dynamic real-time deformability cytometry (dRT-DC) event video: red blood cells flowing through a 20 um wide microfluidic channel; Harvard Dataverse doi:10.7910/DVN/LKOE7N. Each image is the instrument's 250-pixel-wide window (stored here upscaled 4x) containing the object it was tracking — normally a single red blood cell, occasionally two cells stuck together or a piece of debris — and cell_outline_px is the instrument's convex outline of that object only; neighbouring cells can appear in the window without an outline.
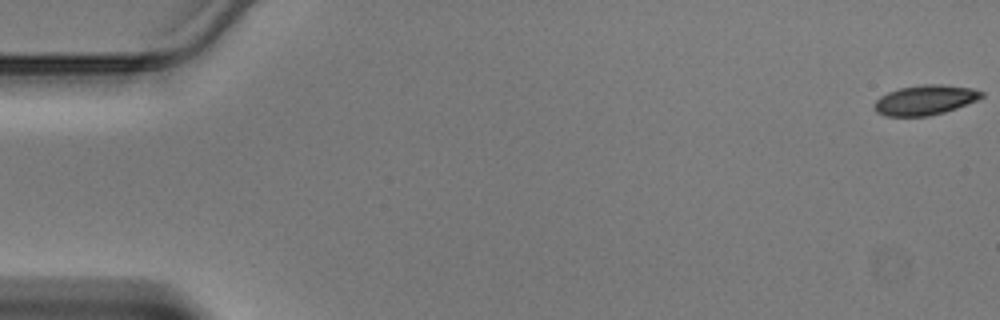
{"species": "Egyptian fruit bat (a non-hibernating species)", "species_latin": "Rousettus aegyptiacus", "temperature_condition": "warm", "stored_images_in_passage": 47, "camera_frame_rate_fps": 3000, "um_per_image_px": 0.085, "animal": {"sex": "male"}, "frame": {"image": 1, "passage_image": 1, "time_ms": 0.0, "image_size_px": [1000, 320], "cell_outline_px": [[984, 96], [976, 100], [956, 108], [944, 112], [928, 116], [884, 116], [876, 112], [872, 108], [872, 104], [880, 96], [888, 92], [900, 88], [924, 84], [940, 84], [972, 88], [984, 92]], "centroid_in_image_um": [78.59, 8.5], "position_along_channel_um": 6.4, "area_um2": 18.73}}
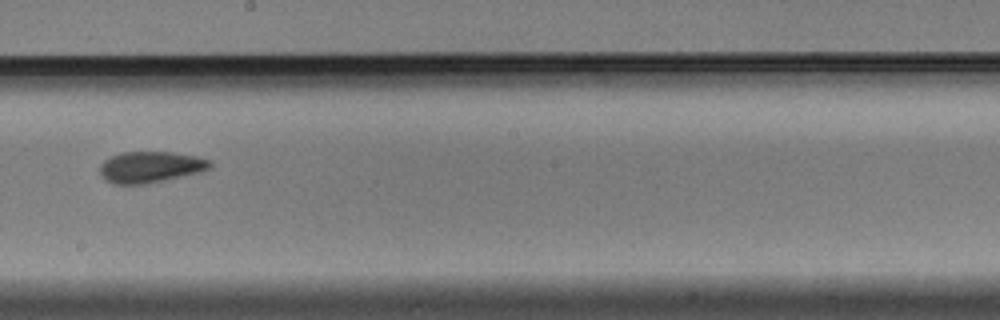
{"frame": {"image": 2, "passage_image": 27, "time_ms": 8.667, "image_size_px": [1000, 320], "cell_outline_px": [[212, 168], [200, 172], [164, 180], [144, 184], [112, 184], [104, 180], [100, 172], [100, 164], [104, 160], [120, 152], [172, 152], [196, 156], [212, 160]], "centroid_in_image_um": [12.79, 14.19], "position_along_channel_um": 235.4, "area_um2": 20.17}}
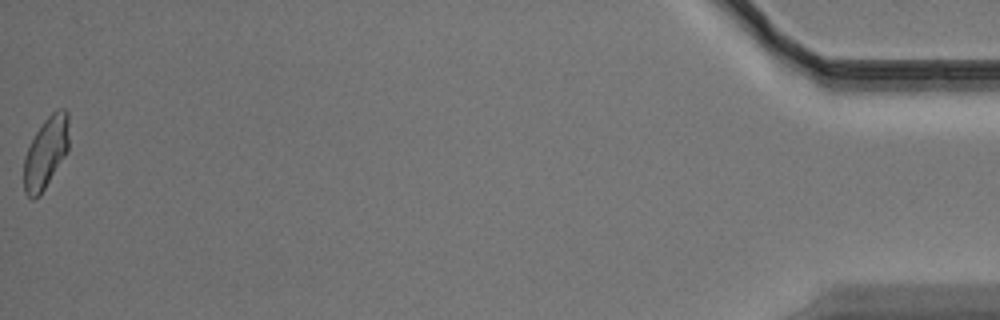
{"frame": {"image": 3, "passage_image": 47, "time_ms": 15.333, "image_size_px": [1000, 320], "cell_outline_px": [[68, 152], [40, 196], [32, 200], [24, 192], [24, 156], [36, 132], [44, 120], [56, 108], [64, 108], [68, 112]], "centroid_in_image_um": [3.91, 12.98], "position_along_channel_um": 431.3, "area_um2": 18.9}}